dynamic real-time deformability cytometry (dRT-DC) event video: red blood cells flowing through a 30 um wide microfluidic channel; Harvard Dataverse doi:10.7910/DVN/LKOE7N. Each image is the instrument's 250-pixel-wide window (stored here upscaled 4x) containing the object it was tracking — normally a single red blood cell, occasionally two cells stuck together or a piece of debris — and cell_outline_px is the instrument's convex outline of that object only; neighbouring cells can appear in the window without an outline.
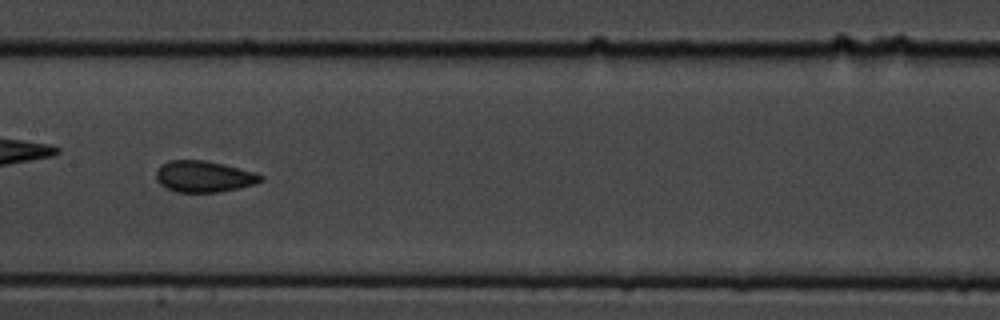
{"species": "common noctule bat (a hibernating species)", "species_latin": "Nyctalus noctula", "temperature_condition": "cold", "stored_images_in_passage": 12, "camera_frame_rate_fps": 3000, "um_per_image_px": 0.085, "animal": {"sex": "male", "body_mass_g": 19.5, "forearm_length_mm": 54.6}, "frame": {"image": 1, "passage_image": 6, "time_ms": 1.667, "image_size_px": [1000, 320], "cell_outline_px": [[264, 180], [256, 184], [240, 188], [216, 192], [176, 192], [160, 184], [156, 180], [156, 172], [160, 164], [168, 160], [204, 160], [224, 164], [256, 172], [264, 176]], "centroid_in_image_um": [17.35, 14.99], "position_along_channel_um": 190.0, "area_um2": 19.31}}
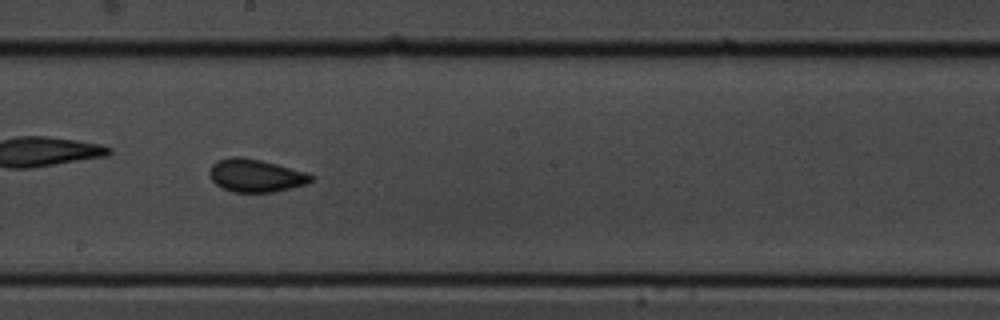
{"frame": {"image": 2, "passage_image": 7, "time_ms": 2.0, "image_size_px": [1000, 320], "cell_outline_px": [[312, 180], [304, 184], [276, 192], [232, 192], [220, 188], [212, 180], [208, 172], [212, 164], [216, 160], [232, 156], [240, 156], [260, 160], [276, 164], [304, 172], [312, 176]], "centroid_in_image_um": [21.65, 14.92], "position_along_channel_um": 226.5, "area_um2": 19.36}}
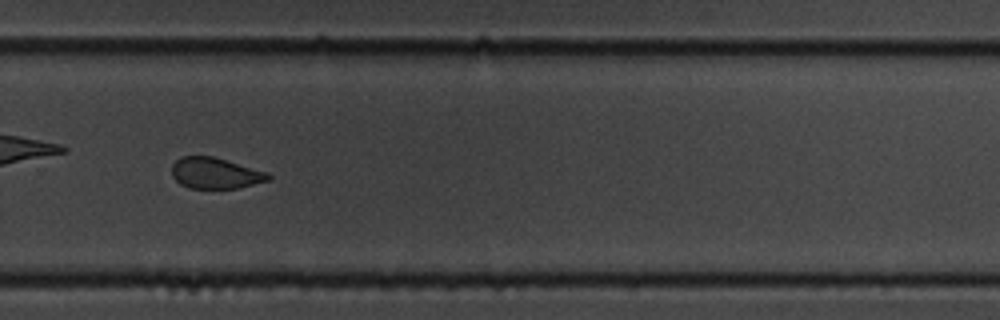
{"frame": {"image": 3, "passage_image": 9, "time_ms": 2.667, "image_size_px": [1000, 320], "cell_outline_px": [[272, 176], [268, 180], [236, 188], [188, 188], [180, 184], [172, 176], [172, 164], [180, 156], [212, 156], [268, 172]], "centroid_in_image_um": [18.27, 14.71], "position_along_channel_um": 311.5, "area_um2": 17.34}}